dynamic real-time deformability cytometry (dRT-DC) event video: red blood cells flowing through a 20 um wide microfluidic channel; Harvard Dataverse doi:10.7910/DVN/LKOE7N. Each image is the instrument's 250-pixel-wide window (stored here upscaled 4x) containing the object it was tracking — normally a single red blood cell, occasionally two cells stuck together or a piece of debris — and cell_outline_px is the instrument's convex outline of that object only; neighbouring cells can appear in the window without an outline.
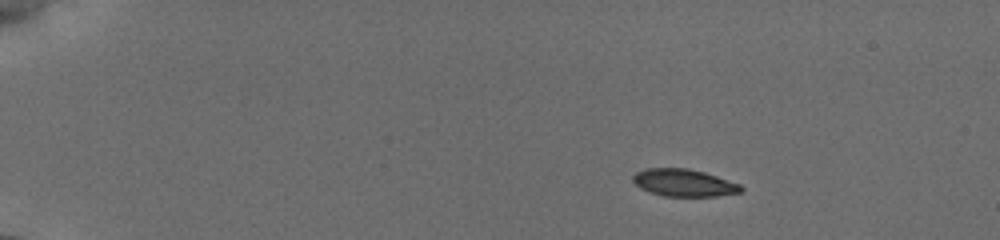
{"species": "common noctule bat (a hibernating species)", "species_latin": "Nyctalus noctula", "temperature_condition": "cold", "stored_images_in_passage": 48, "camera_frame_rate_fps": 3000, "um_per_image_px": 0.085, "animal": {"sex": "female", "body_mass_g": 19.5, "forearm_length_mm": 54.1}, "frame": {"image": 1, "passage_image": 1, "time_ms": 0.0, "image_size_px": [1000, 240], "cell_outline_px": [[744, 188], [740, 192], [716, 196], [664, 196], [640, 188], [632, 180], [632, 176], [636, 172], [648, 168], [688, 168], [704, 172], [740, 184]], "centroid_in_image_um": [58.13, 15.53], "position_along_channel_um": 26.9, "area_um2": 17.05}}
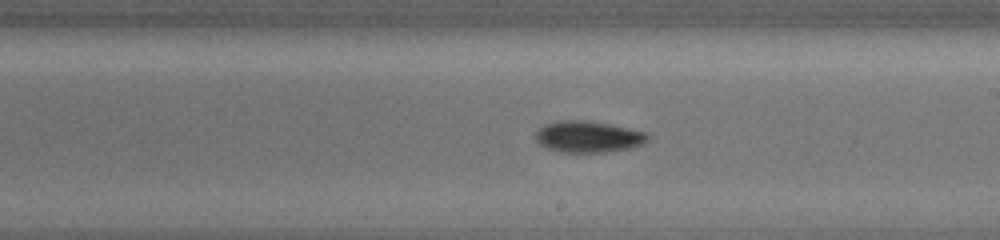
{"frame": {"image": 2, "passage_image": 24, "time_ms": 8.333, "image_size_px": [1000, 240], "cell_outline_px": [[648, 140], [640, 144], [628, 148], [604, 152], [560, 152], [548, 148], [540, 144], [536, 140], [536, 132], [540, 128], [548, 124], [560, 120], [584, 120], [608, 124], [628, 128], [644, 132], [648, 136]], "centroid_in_image_um": [49.97, 11.62], "position_along_channel_um": 239.0, "area_um2": 20.06}}
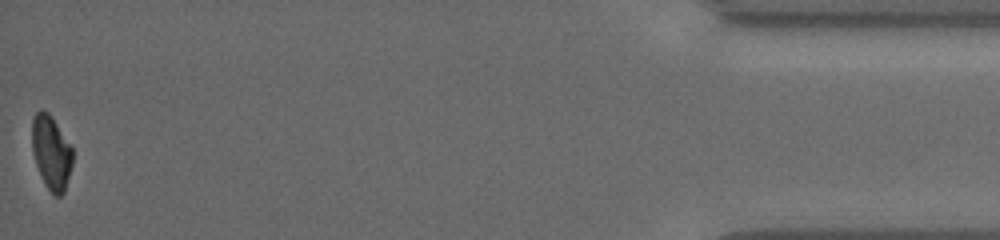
{"frame": {"image": 3, "passage_image": 48, "time_ms": 15.333, "image_size_px": [1000, 240], "cell_outline_px": [[72, 164], [64, 192], [60, 196], [56, 196], [44, 184], [36, 164], [32, 148], [32, 120], [36, 112], [40, 108], [48, 112], [52, 116], [72, 148]], "centroid_in_image_um": [4.34, 12.93], "position_along_channel_um": 430.9, "area_um2": 17.34}, "authors_computed_cell_mechanics": {"area_um2": 19.1029, "velocity_mm_per_s": 3.8304, "shape_relaxation_time_tau1_ms": 3.3885, "shape_relaxation_time_tau2_ms": null, "deformation_change_tau1": 0.1223, "deformation_change_tau2": null}}